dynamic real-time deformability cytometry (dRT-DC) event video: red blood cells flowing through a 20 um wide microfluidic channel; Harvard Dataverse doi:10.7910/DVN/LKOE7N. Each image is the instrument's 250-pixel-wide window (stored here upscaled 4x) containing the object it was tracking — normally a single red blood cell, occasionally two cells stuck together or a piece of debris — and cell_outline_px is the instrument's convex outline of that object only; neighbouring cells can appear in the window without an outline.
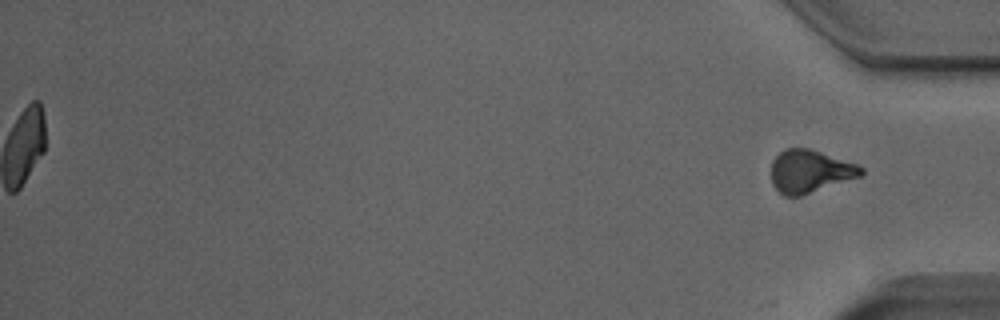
{"species": "Egyptian fruit bat (a non-hibernating species)", "species_latin": "Rousettus aegyptiacus", "temperature_condition": "room temperature", "stored_images_in_passage": 53, "segment_of_instrument_passage": [2, 2], "camera_frame_rate_fps": 3000, "um_per_image_px": 0.085, "animal": {"sex": "male"}, "frame": {"image": 1, "passage_image": 53, "time_ms": 17.333, "image_size_px": [1000, 320], "cell_outline_px": [[864, 172], [860, 176], [800, 196], [784, 196], [772, 184], [772, 160], [784, 148], [808, 148], [856, 164], [864, 168]], "centroid_in_image_um": [68.82, 14.56], "position_along_channel_um": 366.4, "area_um2": 22.08}}